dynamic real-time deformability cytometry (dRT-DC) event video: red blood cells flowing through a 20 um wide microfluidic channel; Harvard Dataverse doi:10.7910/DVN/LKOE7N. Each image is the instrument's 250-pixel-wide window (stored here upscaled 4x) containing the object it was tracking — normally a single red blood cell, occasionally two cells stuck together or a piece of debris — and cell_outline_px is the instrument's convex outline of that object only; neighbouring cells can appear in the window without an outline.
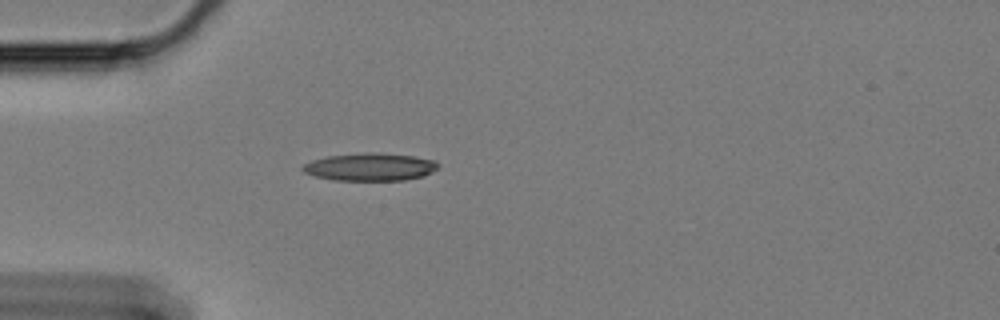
{"species": "Egyptian fruit bat (a non-hibernating species)", "species_latin": "Rousettus aegyptiacus", "temperature_condition": "cold", "stored_images_in_passage": 36, "camera_frame_rate_fps": 3000, "um_per_image_px": 0.085, "animal": {"sex": "female"}, "frame": {"image": 1, "passage_image": 1, "time_ms": 0.0, "image_size_px": [1000, 320], "cell_outline_px": [[440, 164], [432, 172], [424, 176], [404, 180], [332, 180], [316, 176], [304, 172], [300, 168], [304, 164], [312, 160], [328, 156], [412, 156], [436, 160]], "centroid_in_image_um": [31.47, 14.25], "position_along_channel_um": 53.5, "area_um2": 20.52}}
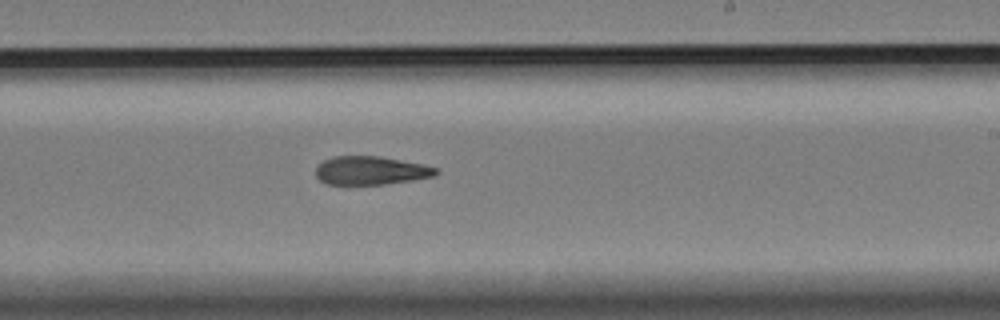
{"frame": {"image": 2, "passage_image": 20, "time_ms": 6.333, "image_size_px": [1000, 320], "cell_outline_px": [[440, 172], [432, 176], [412, 180], [384, 184], [328, 184], [320, 180], [316, 176], [316, 168], [324, 160], [336, 156], [380, 156], [424, 164], [440, 168]], "centroid_in_image_um": [31.56, 14.49], "position_along_channel_um": 257.4, "area_um2": 19.88}}
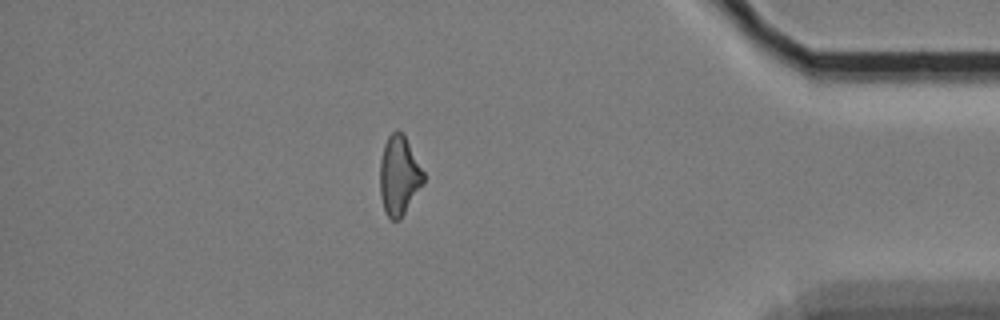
{"frame": {"image": 3, "passage_image": 36, "time_ms": 11.667, "image_size_px": [1000, 320], "cell_outline_px": [[424, 184], [400, 220], [392, 220], [384, 212], [380, 196], [380, 160], [384, 144], [388, 136], [392, 132], [400, 132], [404, 136], [424, 172]], "centroid_in_image_um": [33.91, 14.98], "position_along_channel_um": 401.3, "area_um2": 20.06}, "authors_computed_cell_mechanics": {"area_um2": 20.8658, "velocity_mm_per_s": 3.3489, "shape_relaxation_time_tau1_ms": 7.9696, "shape_relaxation_time_tau2_ms": 7.7501, "deformation_change_tau1": 0.1836, "deformation_change_tau2": 0.1968}}